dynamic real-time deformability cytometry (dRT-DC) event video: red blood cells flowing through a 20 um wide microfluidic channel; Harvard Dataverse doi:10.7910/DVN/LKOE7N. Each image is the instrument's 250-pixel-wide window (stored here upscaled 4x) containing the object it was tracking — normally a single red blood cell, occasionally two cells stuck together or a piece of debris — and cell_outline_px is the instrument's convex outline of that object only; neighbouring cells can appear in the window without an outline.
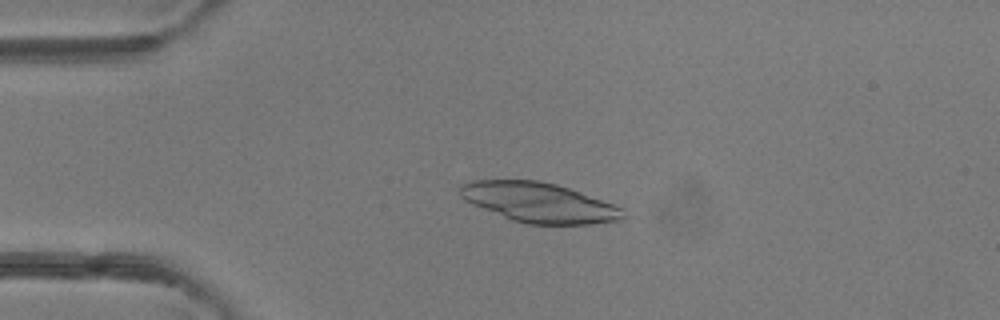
{"species": "common noctule bat (a hibernating species)", "species_latin": "Nyctalus noctula", "temperature_condition": "room temperature", "stored_images_in_passage": 39, "camera_frame_rate_fps": 3000, "um_per_image_px": 0.085, "animal": {"sex": "female"}, "frame": {"image": 1, "passage_image": 2, "time_ms": 0.333, "image_size_px": [1000, 320], "cell_outline_px": [[624, 216], [620, 220], [592, 224], [528, 224], [512, 220], [472, 204], [464, 200], [460, 196], [460, 184], [476, 180], [540, 180], [556, 184], [580, 192], [624, 208]], "centroid_in_image_um": [45.81, 17.21], "position_along_channel_um": 39.2, "area_um2": 37.63}}